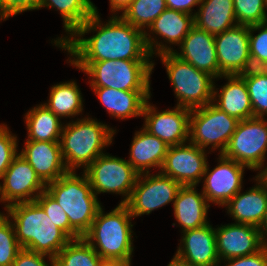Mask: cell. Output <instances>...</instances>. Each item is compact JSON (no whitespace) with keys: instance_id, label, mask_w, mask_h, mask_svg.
Returning <instances> with one entry per match:
<instances>
[{"instance_id":"6da1fadb","label":"cell","mask_w":267,"mask_h":266,"mask_svg":"<svg viewBox=\"0 0 267 266\" xmlns=\"http://www.w3.org/2000/svg\"><path fill=\"white\" fill-rule=\"evenodd\" d=\"M101 24L99 14L95 12L69 38L58 37L54 43L74 57L69 62L151 60L145 43V31L116 15L106 24ZM92 30L98 31L90 38L82 37Z\"/></svg>"},{"instance_id":"7a4b0ae2","label":"cell","mask_w":267,"mask_h":266,"mask_svg":"<svg viewBox=\"0 0 267 266\" xmlns=\"http://www.w3.org/2000/svg\"><path fill=\"white\" fill-rule=\"evenodd\" d=\"M5 210L21 248L55 258L71 240L36 201L14 203Z\"/></svg>"},{"instance_id":"3957f363","label":"cell","mask_w":267,"mask_h":266,"mask_svg":"<svg viewBox=\"0 0 267 266\" xmlns=\"http://www.w3.org/2000/svg\"><path fill=\"white\" fill-rule=\"evenodd\" d=\"M45 190L62 207L69 219V238L83 237L90 229L102 205L98 201L87 175L80 177L68 171L46 185Z\"/></svg>"},{"instance_id":"277c9868","label":"cell","mask_w":267,"mask_h":266,"mask_svg":"<svg viewBox=\"0 0 267 266\" xmlns=\"http://www.w3.org/2000/svg\"><path fill=\"white\" fill-rule=\"evenodd\" d=\"M132 215L125 204L104 214L99 209L89 231L83 238L104 261H121L131 263L133 252Z\"/></svg>"},{"instance_id":"5b68a950","label":"cell","mask_w":267,"mask_h":266,"mask_svg":"<svg viewBox=\"0 0 267 266\" xmlns=\"http://www.w3.org/2000/svg\"><path fill=\"white\" fill-rule=\"evenodd\" d=\"M116 130L92 118L77 119L67 123L62 130L60 146L65 167L75 171L85 169L112 143Z\"/></svg>"},{"instance_id":"8992f818","label":"cell","mask_w":267,"mask_h":266,"mask_svg":"<svg viewBox=\"0 0 267 266\" xmlns=\"http://www.w3.org/2000/svg\"><path fill=\"white\" fill-rule=\"evenodd\" d=\"M86 72L92 88H112L123 91H150V76L154 63L150 60H103L70 62Z\"/></svg>"},{"instance_id":"52a82bcc","label":"cell","mask_w":267,"mask_h":266,"mask_svg":"<svg viewBox=\"0 0 267 266\" xmlns=\"http://www.w3.org/2000/svg\"><path fill=\"white\" fill-rule=\"evenodd\" d=\"M165 65L167 75L178 99L177 106L190 110L203 107L213 102V76L196 69L173 52L158 55Z\"/></svg>"},{"instance_id":"ba28073f","label":"cell","mask_w":267,"mask_h":266,"mask_svg":"<svg viewBox=\"0 0 267 266\" xmlns=\"http://www.w3.org/2000/svg\"><path fill=\"white\" fill-rule=\"evenodd\" d=\"M239 120L216 107L213 102L192 109L190 113L189 141L204 149L220 148L222 154L235 132Z\"/></svg>"},{"instance_id":"9c48e42d","label":"cell","mask_w":267,"mask_h":266,"mask_svg":"<svg viewBox=\"0 0 267 266\" xmlns=\"http://www.w3.org/2000/svg\"><path fill=\"white\" fill-rule=\"evenodd\" d=\"M266 151L267 119L251 117L239 121L222 154L255 171L264 168Z\"/></svg>"},{"instance_id":"30bf717a","label":"cell","mask_w":267,"mask_h":266,"mask_svg":"<svg viewBox=\"0 0 267 266\" xmlns=\"http://www.w3.org/2000/svg\"><path fill=\"white\" fill-rule=\"evenodd\" d=\"M84 173L90 182L95 195L99 193L122 194L125 204L135 187L139 173L125 159L102 154L92 162Z\"/></svg>"},{"instance_id":"8fae6325","label":"cell","mask_w":267,"mask_h":266,"mask_svg":"<svg viewBox=\"0 0 267 266\" xmlns=\"http://www.w3.org/2000/svg\"><path fill=\"white\" fill-rule=\"evenodd\" d=\"M181 187L180 183L160 171L156 175H150V172L142 173L138 175L135 187L125 205L133 218L148 215L170 202L174 204Z\"/></svg>"},{"instance_id":"7c38bea8","label":"cell","mask_w":267,"mask_h":266,"mask_svg":"<svg viewBox=\"0 0 267 266\" xmlns=\"http://www.w3.org/2000/svg\"><path fill=\"white\" fill-rule=\"evenodd\" d=\"M247 25H236L215 36L216 53L223 75H241L252 68Z\"/></svg>"},{"instance_id":"4fadbf2b","label":"cell","mask_w":267,"mask_h":266,"mask_svg":"<svg viewBox=\"0 0 267 266\" xmlns=\"http://www.w3.org/2000/svg\"><path fill=\"white\" fill-rule=\"evenodd\" d=\"M206 158L205 150L190 141L170 146L160 172L182 186H197L205 173Z\"/></svg>"},{"instance_id":"5bb4252c","label":"cell","mask_w":267,"mask_h":266,"mask_svg":"<svg viewBox=\"0 0 267 266\" xmlns=\"http://www.w3.org/2000/svg\"><path fill=\"white\" fill-rule=\"evenodd\" d=\"M176 107V108H175ZM158 112L147 100L143 109L144 129L164 141L168 147L189 141L190 113L188 108L175 106Z\"/></svg>"},{"instance_id":"9a60e30c","label":"cell","mask_w":267,"mask_h":266,"mask_svg":"<svg viewBox=\"0 0 267 266\" xmlns=\"http://www.w3.org/2000/svg\"><path fill=\"white\" fill-rule=\"evenodd\" d=\"M1 180L3 184H0V202H7L5 207L18 202L35 201L46 188L35 170L20 154L13 159Z\"/></svg>"},{"instance_id":"2e32d148","label":"cell","mask_w":267,"mask_h":266,"mask_svg":"<svg viewBox=\"0 0 267 266\" xmlns=\"http://www.w3.org/2000/svg\"><path fill=\"white\" fill-rule=\"evenodd\" d=\"M218 163L212 171L209 170V164L207 163L203 174L202 193L205 195L207 202L225 206L242 190L244 169L247 166L227 158L223 154H220Z\"/></svg>"},{"instance_id":"e0dca14e","label":"cell","mask_w":267,"mask_h":266,"mask_svg":"<svg viewBox=\"0 0 267 266\" xmlns=\"http://www.w3.org/2000/svg\"><path fill=\"white\" fill-rule=\"evenodd\" d=\"M217 253L221 260L247 256L263 247L258 227L249 224H228L215 228Z\"/></svg>"},{"instance_id":"ac0fdd59","label":"cell","mask_w":267,"mask_h":266,"mask_svg":"<svg viewBox=\"0 0 267 266\" xmlns=\"http://www.w3.org/2000/svg\"><path fill=\"white\" fill-rule=\"evenodd\" d=\"M180 49V53L174 50L173 54L215 79L220 77L214 35L194 25L182 40Z\"/></svg>"},{"instance_id":"d6986e66","label":"cell","mask_w":267,"mask_h":266,"mask_svg":"<svg viewBox=\"0 0 267 266\" xmlns=\"http://www.w3.org/2000/svg\"><path fill=\"white\" fill-rule=\"evenodd\" d=\"M175 257L192 266H219L217 253L216 233L210 223L182 232Z\"/></svg>"},{"instance_id":"ffe728a7","label":"cell","mask_w":267,"mask_h":266,"mask_svg":"<svg viewBox=\"0 0 267 266\" xmlns=\"http://www.w3.org/2000/svg\"><path fill=\"white\" fill-rule=\"evenodd\" d=\"M47 185L68 172L61 154L60 142L26 140L19 153Z\"/></svg>"},{"instance_id":"44dd1931","label":"cell","mask_w":267,"mask_h":266,"mask_svg":"<svg viewBox=\"0 0 267 266\" xmlns=\"http://www.w3.org/2000/svg\"><path fill=\"white\" fill-rule=\"evenodd\" d=\"M166 9L165 0H133L122 12V15H120L127 23L145 31V43L151 57L154 54L157 56V54L160 55L174 51L171 47L166 46V44L164 45L162 42L158 43V41H155V39L144 30L145 27L148 29L153 21Z\"/></svg>"},{"instance_id":"7402d4cb","label":"cell","mask_w":267,"mask_h":266,"mask_svg":"<svg viewBox=\"0 0 267 266\" xmlns=\"http://www.w3.org/2000/svg\"><path fill=\"white\" fill-rule=\"evenodd\" d=\"M255 180L258 183L255 187L243 193L240 190L225 207L236 223L259 228L267 210V191L256 178Z\"/></svg>"},{"instance_id":"603a6c76","label":"cell","mask_w":267,"mask_h":266,"mask_svg":"<svg viewBox=\"0 0 267 266\" xmlns=\"http://www.w3.org/2000/svg\"><path fill=\"white\" fill-rule=\"evenodd\" d=\"M174 215L182 232L208 224L207 211L210 207L203 193H197L196 186H182L175 198Z\"/></svg>"},{"instance_id":"cb8c5ba5","label":"cell","mask_w":267,"mask_h":266,"mask_svg":"<svg viewBox=\"0 0 267 266\" xmlns=\"http://www.w3.org/2000/svg\"><path fill=\"white\" fill-rule=\"evenodd\" d=\"M168 150L167 144L158 137L151 135L144 128L135 133L127 160L139 173H149L150 168L160 170Z\"/></svg>"},{"instance_id":"d4e9b609","label":"cell","mask_w":267,"mask_h":266,"mask_svg":"<svg viewBox=\"0 0 267 266\" xmlns=\"http://www.w3.org/2000/svg\"><path fill=\"white\" fill-rule=\"evenodd\" d=\"M107 112L115 118L127 119L143 115L150 91H123L112 88H92Z\"/></svg>"},{"instance_id":"484cf974","label":"cell","mask_w":267,"mask_h":266,"mask_svg":"<svg viewBox=\"0 0 267 266\" xmlns=\"http://www.w3.org/2000/svg\"><path fill=\"white\" fill-rule=\"evenodd\" d=\"M228 82L213 93V104L239 121L253 117V109L245 80L240 75H223ZM218 96V101L216 97ZM215 101H217L215 103Z\"/></svg>"},{"instance_id":"4316f807","label":"cell","mask_w":267,"mask_h":266,"mask_svg":"<svg viewBox=\"0 0 267 266\" xmlns=\"http://www.w3.org/2000/svg\"><path fill=\"white\" fill-rule=\"evenodd\" d=\"M194 25L214 36L238 25L233 0H202Z\"/></svg>"},{"instance_id":"83f0119b","label":"cell","mask_w":267,"mask_h":266,"mask_svg":"<svg viewBox=\"0 0 267 266\" xmlns=\"http://www.w3.org/2000/svg\"><path fill=\"white\" fill-rule=\"evenodd\" d=\"M28 139L33 141L60 142L63 130L61 118L56 116L45 105L32 108L25 115Z\"/></svg>"},{"instance_id":"f1b7e54d","label":"cell","mask_w":267,"mask_h":266,"mask_svg":"<svg viewBox=\"0 0 267 266\" xmlns=\"http://www.w3.org/2000/svg\"><path fill=\"white\" fill-rule=\"evenodd\" d=\"M193 26L194 15L167 8L153 21L149 29L165 39V42L180 45Z\"/></svg>"},{"instance_id":"f546056e","label":"cell","mask_w":267,"mask_h":266,"mask_svg":"<svg viewBox=\"0 0 267 266\" xmlns=\"http://www.w3.org/2000/svg\"><path fill=\"white\" fill-rule=\"evenodd\" d=\"M42 7H53L60 11L63 27L70 36L95 12L98 13L91 0H39L38 9Z\"/></svg>"},{"instance_id":"4dcf8cb0","label":"cell","mask_w":267,"mask_h":266,"mask_svg":"<svg viewBox=\"0 0 267 266\" xmlns=\"http://www.w3.org/2000/svg\"><path fill=\"white\" fill-rule=\"evenodd\" d=\"M80 89L75 81L59 83L51 87L48 103L45 105L59 118L79 115L83 110Z\"/></svg>"},{"instance_id":"1f68e13d","label":"cell","mask_w":267,"mask_h":266,"mask_svg":"<svg viewBox=\"0 0 267 266\" xmlns=\"http://www.w3.org/2000/svg\"><path fill=\"white\" fill-rule=\"evenodd\" d=\"M103 261L83 237L71 239L55 257L56 266H100Z\"/></svg>"},{"instance_id":"d6a6232c","label":"cell","mask_w":267,"mask_h":266,"mask_svg":"<svg viewBox=\"0 0 267 266\" xmlns=\"http://www.w3.org/2000/svg\"><path fill=\"white\" fill-rule=\"evenodd\" d=\"M246 83L253 117L267 116V68H251L240 75Z\"/></svg>"},{"instance_id":"836d02e7","label":"cell","mask_w":267,"mask_h":266,"mask_svg":"<svg viewBox=\"0 0 267 266\" xmlns=\"http://www.w3.org/2000/svg\"><path fill=\"white\" fill-rule=\"evenodd\" d=\"M21 249L13 223L0 212V266H12Z\"/></svg>"},{"instance_id":"e575fe53","label":"cell","mask_w":267,"mask_h":266,"mask_svg":"<svg viewBox=\"0 0 267 266\" xmlns=\"http://www.w3.org/2000/svg\"><path fill=\"white\" fill-rule=\"evenodd\" d=\"M238 25H256L267 22L264 0H233Z\"/></svg>"},{"instance_id":"d590c367","label":"cell","mask_w":267,"mask_h":266,"mask_svg":"<svg viewBox=\"0 0 267 266\" xmlns=\"http://www.w3.org/2000/svg\"><path fill=\"white\" fill-rule=\"evenodd\" d=\"M257 30L261 31L253 36ZM249 47L252 68H267V22L250 26Z\"/></svg>"},{"instance_id":"8d00e7d4","label":"cell","mask_w":267,"mask_h":266,"mask_svg":"<svg viewBox=\"0 0 267 266\" xmlns=\"http://www.w3.org/2000/svg\"><path fill=\"white\" fill-rule=\"evenodd\" d=\"M35 201L43 208L49 218L69 237V219L62 207L45 190Z\"/></svg>"},{"instance_id":"74e56055","label":"cell","mask_w":267,"mask_h":266,"mask_svg":"<svg viewBox=\"0 0 267 266\" xmlns=\"http://www.w3.org/2000/svg\"><path fill=\"white\" fill-rule=\"evenodd\" d=\"M17 144V136L12 135L5 124L0 125V179L19 154Z\"/></svg>"},{"instance_id":"f35d334b","label":"cell","mask_w":267,"mask_h":266,"mask_svg":"<svg viewBox=\"0 0 267 266\" xmlns=\"http://www.w3.org/2000/svg\"><path fill=\"white\" fill-rule=\"evenodd\" d=\"M38 6L39 0H0V21Z\"/></svg>"},{"instance_id":"ab89813d","label":"cell","mask_w":267,"mask_h":266,"mask_svg":"<svg viewBox=\"0 0 267 266\" xmlns=\"http://www.w3.org/2000/svg\"><path fill=\"white\" fill-rule=\"evenodd\" d=\"M47 255L22 248L16 256L12 266H49L45 262ZM50 266H56L55 258L48 256Z\"/></svg>"},{"instance_id":"60d3db41","label":"cell","mask_w":267,"mask_h":266,"mask_svg":"<svg viewBox=\"0 0 267 266\" xmlns=\"http://www.w3.org/2000/svg\"><path fill=\"white\" fill-rule=\"evenodd\" d=\"M224 261H228L226 266H267V247L263 246L256 253L230 258Z\"/></svg>"},{"instance_id":"b9f144b4","label":"cell","mask_w":267,"mask_h":266,"mask_svg":"<svg viewBox=\"0 0 267 266\" xmlns=\"http://www.w3.org/2000/svg\"><path fill=\"white\" fill-rule=\"evenodd\" d=\"M202 0H165L169 9L192 15V7L197 6Z\"/></svg>"},{"instance_id":"7bdbcfd3","label":"cell","mask_w":267,"mask_h":266,"mask_svg":"<svg viewBox=\"0 0 267 266\" xmlns=\"http://www.w3.org/2000/svg\"><path fill=\"white\" fill-rule=\"evenodd\" d=\"M111 12L124 11L133 0H109Z\"/></svg>"},{"instance_id":"ee69618b","label":"cell","mask_w":267,"mask_h":266,"mask_svg":"<svg viewBox=\"0 0 267 266\" xmlns=\"http://www.w3.org/2000/svg\"><path fill=\"white\" fill-rule=\"evenodd\" d=\"M259 231H260V236H261V240L263 243V246L267 247V210L265 212V216L264 219L262 221V223L259 226Z\"/></svg>"},{"instance_id":"f6af8a7d","label":"cell","mask_w":267,"mask_h":266,"mask_svg":"<svg viewBox=\"0 0 267 266\" xmlns=\"http://www.w3.org/2000/svg\"><path fill=\"white\" fill-rule=\"evenodd\" d=\"M261 169V170H260ZM261 172L255 177L265 188L267 191V167L259 168Z\"/></svg>"},{"instance_id":"bcb514c9","label":"cell","mask_w":267,"mask_h":266,"mask_svg":"<svg viewBox=\"0 0 267 266\" xmlns=\"http://www.w3.org/2000/svg\"><path fill=\"white\" fill-rule=\"evenodd\" d=\"M100 266H131V263L121 261H103Z\"/></svg>"},{"instance_id":"7dc6e473","label":"cell","mask_w":267,"mask_h":266,"mask_svg":"<svg viewBox=\"0 0 267 266\" xmlns=\"http://www.w3.org/2000/svg\"><path fill=\"white\" fill-rule=\"evenodd\" d=\"M167 266H192V265L184 263L174 256L171 262H169Z\"/></svg>"},{"instance_id":"c3c4849f","label":"cell","mask_w":267,"mask_h":266,"mask_svg":"<svg viewBox=\"0 0 267 266\" xmlns=\"http://www.w3.org/2000/svg\"><path fill=\"white\" fill-rule=\"evenodd\" d=\"M264 6H265V9L267 10V0H264Z\"/></svg>"}]
</instances>
